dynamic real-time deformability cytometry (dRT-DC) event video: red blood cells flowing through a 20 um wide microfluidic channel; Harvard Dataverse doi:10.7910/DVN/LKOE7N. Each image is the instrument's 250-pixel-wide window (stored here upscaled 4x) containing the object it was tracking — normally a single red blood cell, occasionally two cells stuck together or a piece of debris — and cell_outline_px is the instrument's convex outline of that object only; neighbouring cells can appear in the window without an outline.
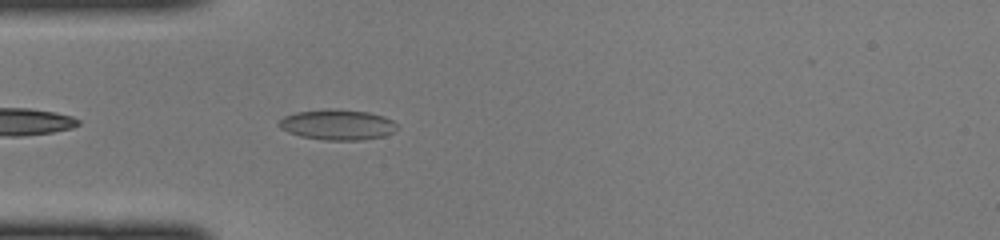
{"species": "common noctule bat (a hibernating species)", "species_latin": "Nyctalus noctula", "temperature_condition": "cold", "stored_images_in_passage": 35, "camera_frame_rate_fps": 3000, "um_per_image_px": 0.085, "animal": {"sex": "female", "body_mass_g": 22.0, "forearm_length_mm": 56.7}, "frame": {"image": 1, "passage_image": 3, "time_ms": 0.667, "image_size_px": [1000, 240], "cell_outline_px": [[396, 128], [392, 132], [384, 136], [360, 140], [324, 140], [300, 136], [288, 132], [280, 128], [280, 120], [284, 116], [296, 112], [368, 112], [384, 116], [392, 120], [396, 124]], "centroid_in_image_um": [28.7, 10.66], "position_along_channel_um": 56.3, "area_um2": 19.83}}
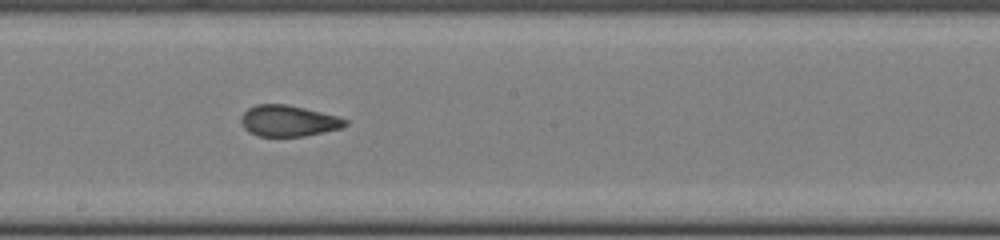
{"frame": {"image": 2, "passage_image": 15, "time_ms": 4.667, "image_size_px": [1000, 240], "cell_outline_px": [[348, 124], [340, 128], [304, 136], [256, 136], [248, 132], [244, 128], [240, 120], [244, 112], [248, 108], [256, 104], [284, 104], [304, 108], [336, 116], [348, 120]], "centroid_in_image_um": [24.47, 10.27], "position_along_channel_um": 223.7, "area_um2": 18.73}}
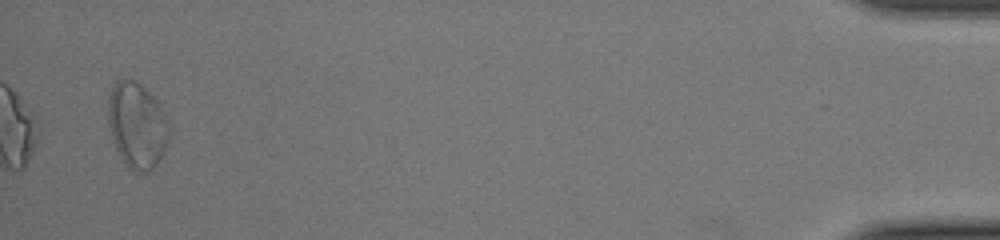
{"frame": {"image": 3, "passage_image": 35, "time_ms": 11.333, "image_size_px": [1000, 240], "cell_outline_px": [[168, 140], [164, 152], [160, 160], [148, 172], [132, 172], [128, 168], [120, 156], [112, 140], [108, 120], [108, 100], [112, 88], [116, 80], [132, 80], [140, 84], [156, 100], [168, 120]], "centroid_in_image_um": [11.64, 10.69], "position_along_channel_um": 423.6, "area_um2": 30.29}}